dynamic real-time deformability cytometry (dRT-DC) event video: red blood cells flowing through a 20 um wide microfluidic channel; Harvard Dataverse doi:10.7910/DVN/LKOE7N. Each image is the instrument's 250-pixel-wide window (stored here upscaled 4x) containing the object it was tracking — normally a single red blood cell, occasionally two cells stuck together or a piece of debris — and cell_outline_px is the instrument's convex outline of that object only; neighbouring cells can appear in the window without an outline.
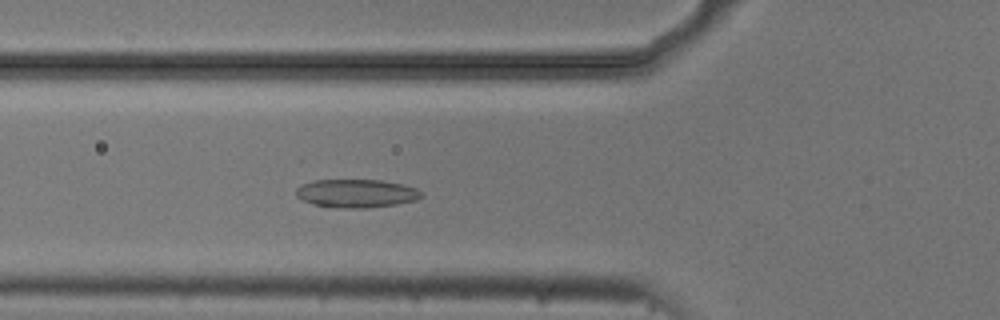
{"species": "common noctule bat (a hibernating species)", "species_latin": "Nyctalus noctula", "temperature_condition": "cold", "stored_images_in_passage": 13, "camera_frame_rate_fps": 3000, "um_per_image_px": 0.085, "animal": {"sex": "male", "body_mass_g": 20.5, "forearm_length_mm": 52.5}, "frame": {"image": 1, "passage_image": 10, "time_ms": 3.0, "image_size_px": [1000, 320], "cell_outline_px": [[424, 196], [416, 200], [396, 204], [364, 208], [344, 208], [312, 204], [296, 196], [296, 188], [312, 180], [380, 180], [404, 184], [416, 188]], "centroid_in_image_um": [30.31, 16.43], "position_along_channel_um": 95.5, "area_um2": 20.58}}